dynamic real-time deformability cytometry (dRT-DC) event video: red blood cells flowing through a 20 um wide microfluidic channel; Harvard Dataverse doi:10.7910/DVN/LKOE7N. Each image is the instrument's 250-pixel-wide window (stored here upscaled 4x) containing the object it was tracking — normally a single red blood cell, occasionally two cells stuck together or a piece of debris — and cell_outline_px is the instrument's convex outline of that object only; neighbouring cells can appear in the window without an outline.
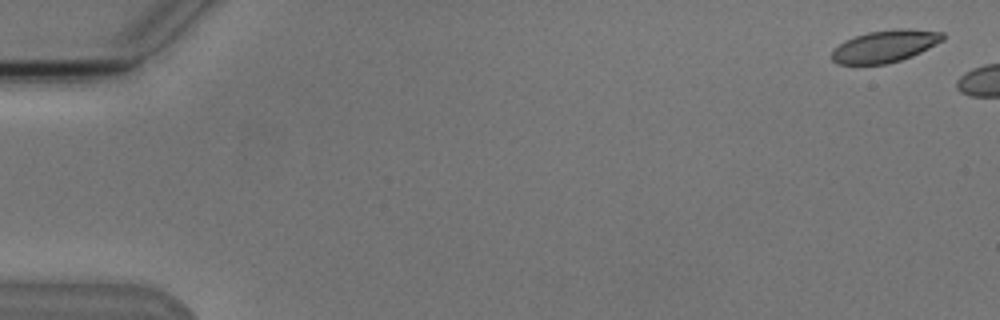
{"species": "Egyptian fruit bat (a non-hibernating species)", "species_latin": "Rousettus aegyptiacus", "temperature_condition": "cold", "stored_images_in_passage": 2, "camera_frame_rate_fps": 3000, "um_per_image_px": 0.085, "animal": {"sex": "male"}, "frame": {"image": 1, "passage_image": 2, "time_ms": 1.333, "image_size_px": [1000, 320], "cell_outline_px": [[944, 40], [912, 56], [888, 64], [836, 64], [832, 60], [832, 52], [840, 44], [856, 36], [868, 32], [896, 28], [908, 28], [944, 32]], "centroid_in_image_um": [75.26, 3.92], "position_along_channel_um": 9.7, "area_um2": 20.69}}